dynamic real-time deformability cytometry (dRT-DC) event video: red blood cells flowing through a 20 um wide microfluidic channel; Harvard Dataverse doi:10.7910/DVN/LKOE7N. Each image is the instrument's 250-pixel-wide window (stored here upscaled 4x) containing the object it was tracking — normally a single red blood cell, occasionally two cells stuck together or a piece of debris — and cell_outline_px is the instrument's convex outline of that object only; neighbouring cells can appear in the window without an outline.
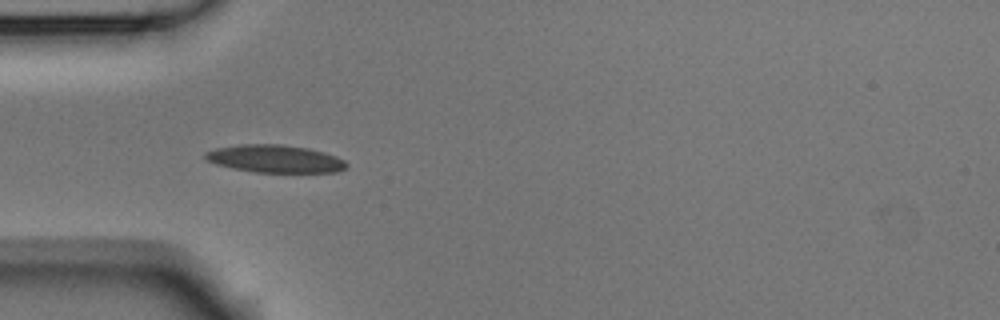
{"species": "Egyptian fruit bat (a non-hibernating species)", "species_latin": "Rousettus aegyptiacus", "temperature_condition": "room temperature", "stored_images_in_passage": 11, "camera_frame_rate_fps": 3000, "um_per_image_px": 0.085, "animal": {"sex": "male"}, "frame": {"image": 1, "passage_image": 4, "time_ms": 1.0, "image_size_px": [1000, 320], "cell_outline_px": [[348, 168], [336, 172], [256, 172], [232, 168], [216, 164], [208, 160], [204, 156], [204, 152], [216, 148], [240, 144], [280, 144], [308, 148], [324, 152], [336, 156], [344, 160], [348, 164]], "centroid_in_image_um": [23.39, 13.49], "position_along_channel_um": 61.6, "area_um2": 22.77}}